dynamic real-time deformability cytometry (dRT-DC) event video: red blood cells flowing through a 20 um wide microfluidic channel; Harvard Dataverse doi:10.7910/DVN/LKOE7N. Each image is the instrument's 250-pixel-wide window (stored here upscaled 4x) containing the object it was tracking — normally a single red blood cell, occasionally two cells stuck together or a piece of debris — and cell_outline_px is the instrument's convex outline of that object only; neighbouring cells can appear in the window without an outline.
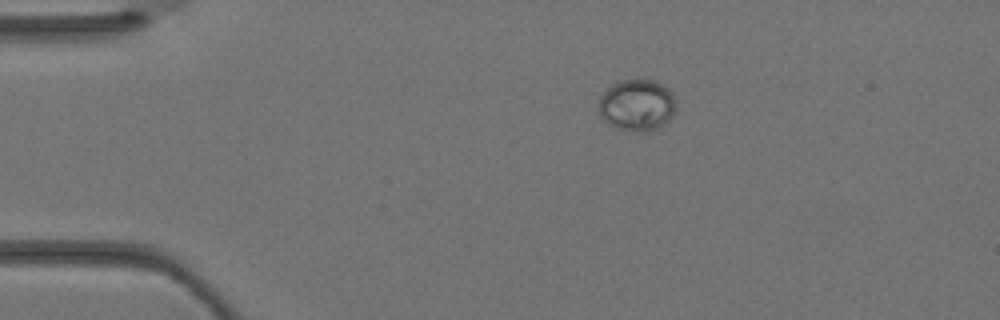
{"species": "Egyptian fruit bat (a non-hibernating species)", "species_latin": "Rousettus aegyptiacus", "temperature_condition": "warm", "stored_images_in_passage": 5, "camera_frame_rate_fps": 3000, "um_per_image_px": 0.085, "animal": {"sex": "female"}, "frame": {"image": 1, "passage_image": 5, "time_ms": 1.333, "image_size_px": [1000, 320], "cell_outline_px": [[676, 108], [672, 116], [664, 124], [656, 128], [644, 132], [636, 132], [616, 128], [608, 124], [600, 116], [600, 96], [612, 84], [624, 80], [656, 80], [668, 88], [672, 92], [676, 104]], "centroid_in_image_um": [54.16, 8.94], "position_along_channel_um": 30.8, "area_um2": 23.24}}